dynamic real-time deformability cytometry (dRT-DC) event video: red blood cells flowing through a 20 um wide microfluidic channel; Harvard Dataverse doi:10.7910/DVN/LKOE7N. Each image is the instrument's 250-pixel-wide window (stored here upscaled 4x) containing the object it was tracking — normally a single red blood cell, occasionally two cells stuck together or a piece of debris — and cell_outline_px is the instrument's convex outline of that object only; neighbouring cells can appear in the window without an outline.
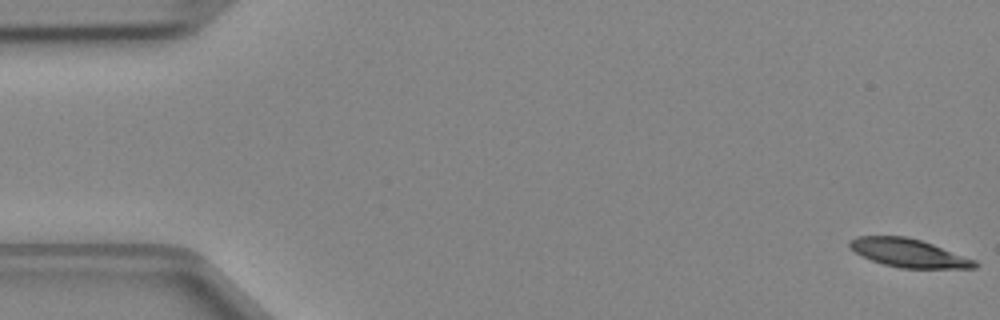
{"species": "Egyptian fruit bat (a non-hibernating species)", "species_latin": "Rousettus aegyptiacus", "temperature_condition": "cold", "stored_images_in_passage": 9, "camera_frame_rate_fps": 3000, "um_per_image_px": 0.085, "animal": {"sex": "female"}, "frame": {"image": 1, "passage_image": 1, "time_ms": 0.0, "image_size_px": [1000, 320], "cell_outline_px": [[980, 264], [976, 268], [900, 268], [884, 264], [872, 260], [856, 252], [848, 244], [848, 240], [856, 236], [904, 236], [920, 240], [932, 244], [976, 260]], "centroid_in_image_um": [77.25, 21.5], "position_along_channel_um": 7.8, "area_um2": 20.46}}